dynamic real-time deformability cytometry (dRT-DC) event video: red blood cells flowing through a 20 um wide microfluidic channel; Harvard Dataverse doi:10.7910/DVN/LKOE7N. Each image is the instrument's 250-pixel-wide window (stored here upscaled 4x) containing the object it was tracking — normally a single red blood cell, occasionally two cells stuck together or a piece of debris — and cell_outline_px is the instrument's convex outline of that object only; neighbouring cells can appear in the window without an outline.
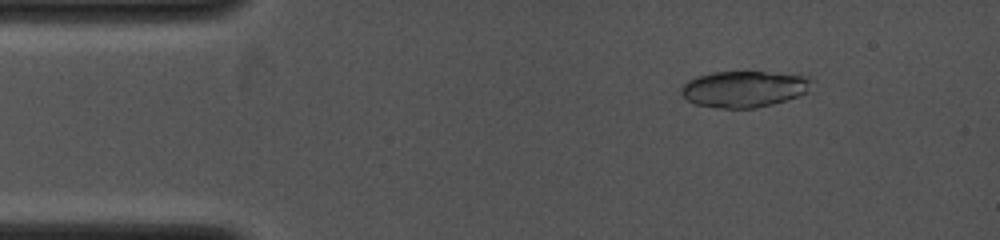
{"species": "common noctule bat (a hibernating species)", "species_latin": "Nyctalus noctula", "temperature_condition": "cold", "stored_images_in_passage": 14, "camera_frame_rate_fps": 4000, "um_per_image_px": 0.085, "animal": {"sex": "female", "body_mass_g": 19.0, "forearm_length_mm": 53.3}, "frame": {"image": 1, "passage_image": 7, "time_ms": 1.5, "image_size_px": [1000, 240], "cell_outline_px": [[816, 80], [808, 92], [772, 104], [756, 108], [716, 108], [696, 104], [688, 100], [680, 92], [680, 88], [688, 80], [696, 76], [712, 72], [764, 72], [812, 76]], "centroid_in_image_um": [63.28, 7.55], "position_along_channel_um": 21.7, "area_um2": 27.8}}